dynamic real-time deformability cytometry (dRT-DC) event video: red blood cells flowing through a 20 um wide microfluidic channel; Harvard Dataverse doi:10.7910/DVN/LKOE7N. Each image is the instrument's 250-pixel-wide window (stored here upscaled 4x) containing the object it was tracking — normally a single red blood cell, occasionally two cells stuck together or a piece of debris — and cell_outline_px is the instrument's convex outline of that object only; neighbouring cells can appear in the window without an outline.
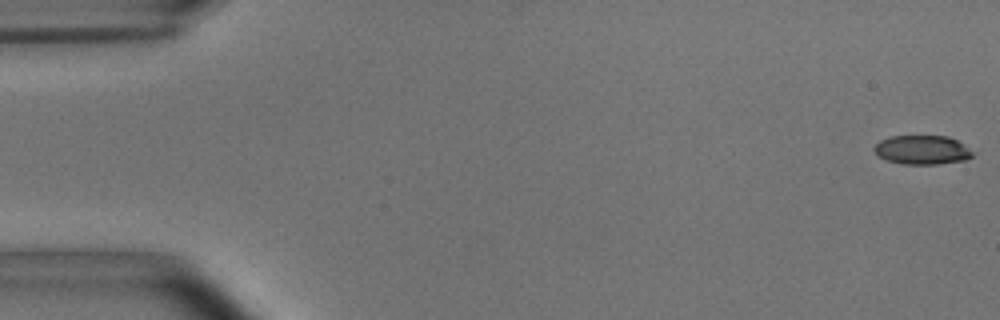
{"species": "common noctule bat (a hibernating species)", "species_latin": "Nyctalus noctula", "temperature_condition": "room temperature", "stored_images_in_passage": 11, "camera_frame_rate_fps": 3000, "um_per_image_px": 0.085, "animal": {"sex": "male", "body_mass_g": 15.6}, "frame": {"image": 1, "passage_image": 1, "time_ms": 0.0, "image_size_px": [1000, 320], "cell_outline_px": [[976, 152], [972, 156], [964, 160], [936, 164], [900, 164], [876, 156], [872, 148], [880, 140], [892, 136], [948, 136], [964, 144]], "centroid_in_image_um": [78.38, 12.74], "position_along_channel_um": 6.6, "area_um2": 16.82}}